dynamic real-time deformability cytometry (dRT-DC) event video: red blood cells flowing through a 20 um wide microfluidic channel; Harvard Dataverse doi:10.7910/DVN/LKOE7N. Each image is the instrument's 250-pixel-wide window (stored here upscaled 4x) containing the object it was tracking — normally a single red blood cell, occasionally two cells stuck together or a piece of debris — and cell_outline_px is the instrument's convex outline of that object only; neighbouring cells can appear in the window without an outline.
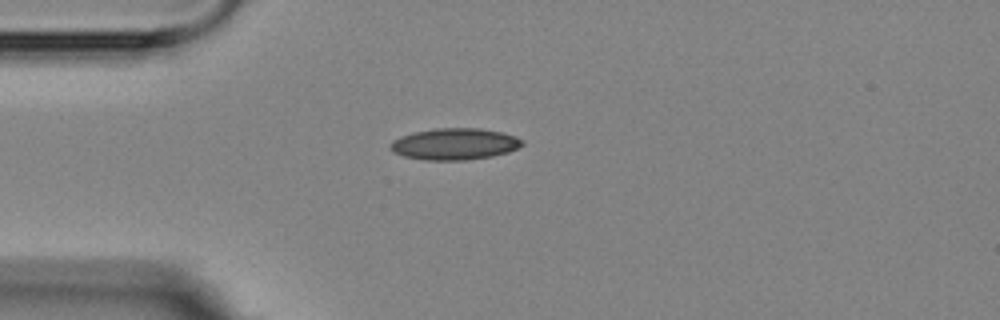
{"species": "Egyptian fruit bat (a non-hibernating species)", "species_latin": "Rousettus aegyptiacus", "temperature_condition": "room temperature", "stored_images_in_passage": 2, "camera_frame_rate_fps": 3000, "um_per_image_px": 0.085, "animal": {"sex": "female"}, "frame": {"image": 1, "passage_image": 1, "time_ms": 0.0, "image_size_px": [1000, 320], "cell_outline_px": [[524, 144], [508, 152], [492, 156], [464, 160], [424, 160], [404, 156], [392, 152], [388, 148], [388, 144], [392, 140], [400, 136], [416, 132], [436, 128], [480, 128], [500, 132], [516, 136], [524, 140]], "centroid_in_image_um": [38.61, 12.24], "position_along_channel_um": 46.4, "area_um2": 24.33}}